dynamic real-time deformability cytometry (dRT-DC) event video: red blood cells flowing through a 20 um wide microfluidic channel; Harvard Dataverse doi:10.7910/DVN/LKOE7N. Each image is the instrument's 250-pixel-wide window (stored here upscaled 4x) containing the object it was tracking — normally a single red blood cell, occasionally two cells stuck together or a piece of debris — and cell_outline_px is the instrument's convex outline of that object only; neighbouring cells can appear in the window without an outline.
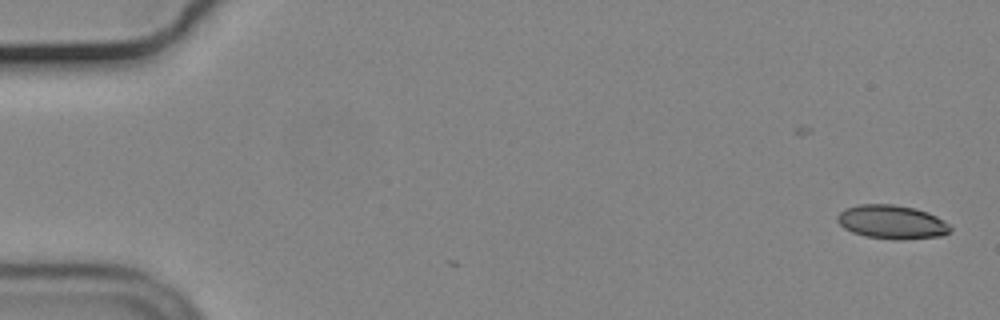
{"species": "common noctule bat (a hibernating species)", "species_latin": "Nyctalus noctula", "temperature_condition": "cold", "stored_images_in_passage": 4, "camera_frame_rate_fps": 3000, "um_per_image_px": 0.085, "animal": {"sex": "male", "body_mass_g": 19.2, "forearm_length_mm": 51.8}, "frame": {"image": 1, "passage_image": 1, "time_ms": 0.0, "image_size_px": [1000, 320], "cell_outline_px": [[952, 228], [948, 232], [940, 236], [900, 240], [896, 240], [864, 236], [852, 232], [844, 228], [836, 220], [836, 216], [844, 208], [860, 204], [892, 204], [912, 208], [928, 212], [944, 220]], "centroid_in_image_um": [75.78, 18.87], "position_along_channel_um": 9.2, "area_um2": 22.25}}